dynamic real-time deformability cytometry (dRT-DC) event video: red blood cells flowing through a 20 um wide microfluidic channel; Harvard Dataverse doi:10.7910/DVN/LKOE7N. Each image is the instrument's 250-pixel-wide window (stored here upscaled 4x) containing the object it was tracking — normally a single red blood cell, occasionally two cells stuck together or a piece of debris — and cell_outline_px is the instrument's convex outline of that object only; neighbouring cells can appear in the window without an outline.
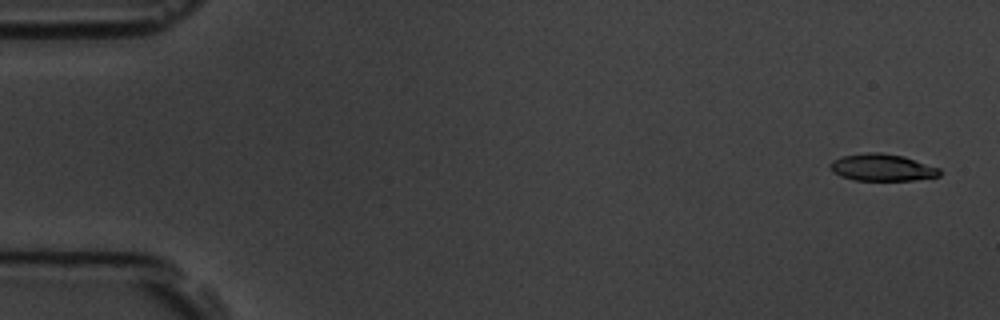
{"species": "common noctule bat (a hibernating species)", "species_latin": "Nyctalus noctula", "temperature_condition": "room temperature", "stored_images_in_passage": 5, "camera_frame_rate_fps": 3000, "um_per_image_px": 0.085, "animal": {"sex": "male", "body_mass_g": 19.5, "forearm_length_mm": 54.6}, "frame": {"image": 1, "passage_image": 1, "time_ms": 0.0, "image_size_px": [1000, 320], "cell_outline_px": [[944, 172], [940, 176], [912, 180], [856, 180], [840, 176], [832, 172], [828, 164], [832, 160], [840, 156], [868, 152], [880, 152], [904, 156], [940, 168]], "centroid_in_image_um": [74.98, 14.23], "position_along_channel_um": 10.0, "area_um2": 17.46}}
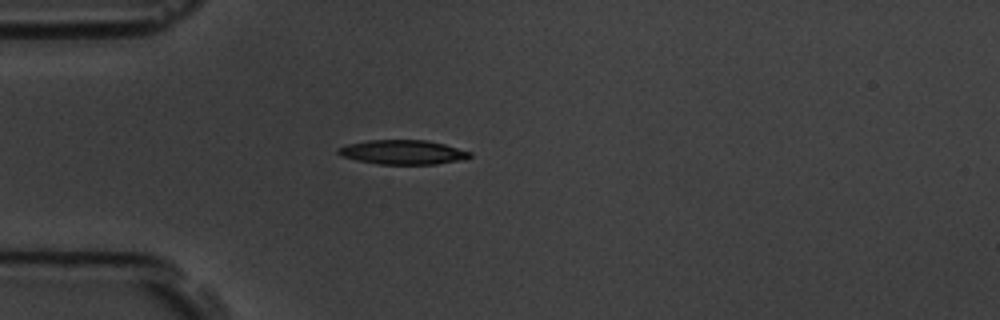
{"frame": {"image": 2, "passage_image": 5, "time_ms": 4.333, "image_size_px": [1000, 320], "cell_outline_px": [[472, 156], [456, 160], [436, 164], [376, 164], [356, 160], [340, 156], [336, 152], [336, 148], [348, 144], [368, 140], [428, 140], [444, 144], [472, 152]], "centroid_in_image_um": [34.17, 12.93], "position_along_channel_um": 50.8, "area_um2": 18.67}}